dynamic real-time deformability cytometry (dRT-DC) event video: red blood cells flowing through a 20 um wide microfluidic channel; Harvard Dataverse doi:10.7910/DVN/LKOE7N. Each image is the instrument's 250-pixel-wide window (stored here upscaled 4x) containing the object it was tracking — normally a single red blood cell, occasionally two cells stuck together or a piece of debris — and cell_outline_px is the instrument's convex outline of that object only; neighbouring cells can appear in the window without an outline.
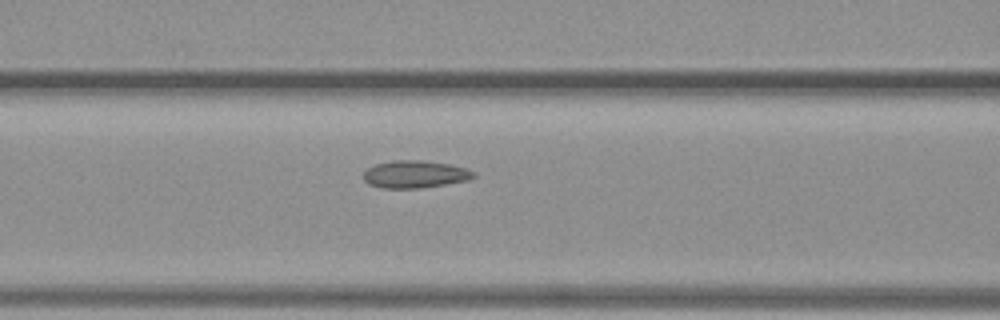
{"species": "common noctule bat (a hibernating species)", "species_latin": "Nyctalus noctula", "temperature_condition": "warm", "stored_images_in_passage": 7, "camera_frame_rate_fps": 3000, "um_per_image_px": 0.085, "animal": {"sex": "female", "body_mass_g": 19.3, "forearm_length_mm": 54.1}, "frame": {"image": 1, "passage_image": 6, "time_ms": 1.667, "image_size_px": [1000, 320], "cell_outline_px": [[476, 176], [468, 180], [420, 188], [380, 188], [368, 184], [364, 180], [364, 172], [368, 168], [376, 164], [392, 160], [420, 160], [452, 164], [476, 172]], "centroid_in_image_um": [35.27, 14.81], "position_along_channel_um": 131.3, "area_um2": 17.63}}